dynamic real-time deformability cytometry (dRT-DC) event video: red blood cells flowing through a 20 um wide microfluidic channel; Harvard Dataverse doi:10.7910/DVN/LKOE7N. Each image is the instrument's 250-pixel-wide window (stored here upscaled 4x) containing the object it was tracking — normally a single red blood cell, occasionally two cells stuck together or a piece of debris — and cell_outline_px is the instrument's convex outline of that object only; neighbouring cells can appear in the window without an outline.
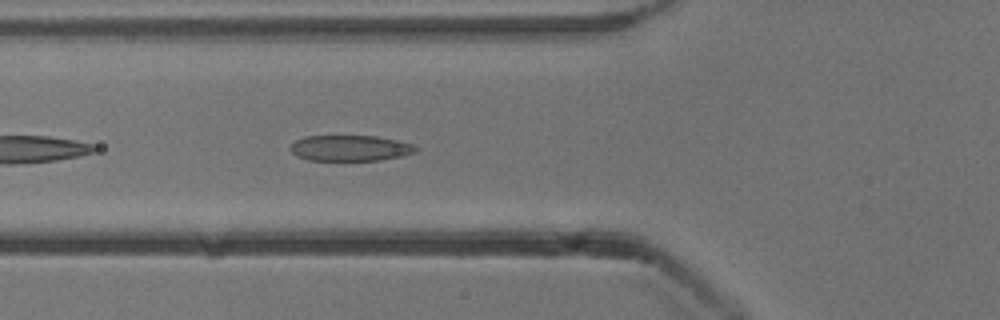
{"species": "common noctule bat (a hibernating species)", "species_latin": "Nyctalus noctula", "temperature_condition": "cold", "stored_images_in_passage": 39, "camera_frame_rate_fps": 3000, "um_per_image_px": 0.085, "animal": {"sex": "male", "body_mass_g": 13.3}, "frame": {"image": 1, "passage_image": 5, "time_ms": 1.333, "image_size_px": [1000, 320], "cell_outline_px": [[420, 148], [416, 152], [404, 156], [380, 160], [308, 160], [296, 156], [288, 148], [296, 140], [304, 136], [376, 136], [396, 140], [412, 144]], "centroid_in_image_um": [29.77, 12.59], "position_along_channel_um": 96.0, "area_um2": 18.96}}
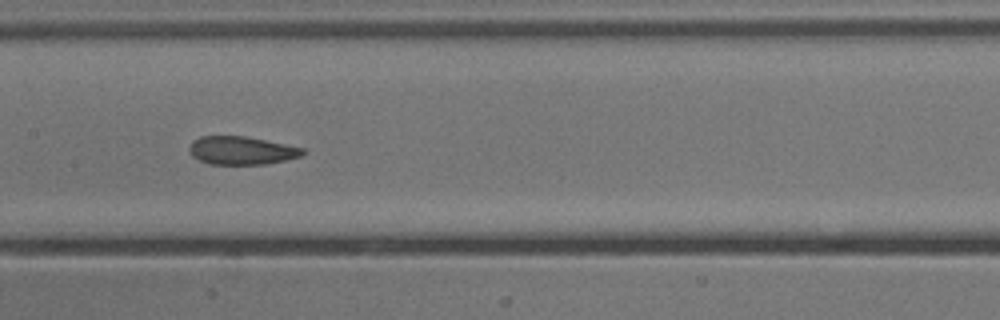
{"frame": {"image": 2, "passage_image": 12, "time_ms": 3.667, "image_size_px": [1000, 320], "cell_outline_px": [[308, 152], [304, 156], [264, 164], [208, 164], [192, 156], [188, 148], [192, 140], [200, 136], [244, 136], [304, 148]], "centroid_in_image_um": [20.53, 12.79], "position_along_channel_um": 186.9, "area_um2": 18.67}}
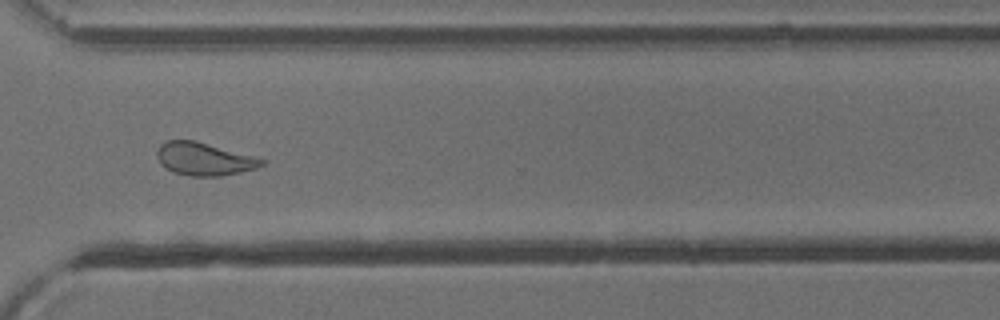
{"frame": {"image": 3, "passage_image": 25, "time_ms": 8.0, "image_size_px": [1000, 320], "cell_outline_px": [[264, 164], [256, 168], [240, 172], [220, 176], [192, 176], [172, 172], [160, 164], [156, 156], [156, 152], [160, 144], [168, 140], [196, 140], [256, 156], [264, 160]], "centroid_in_image_um": [17.33, 13.5], "position_along_channel_um": 353.3, "area_um2": 20.23}, "authors_computed_cell_mechanics": {"area_um2": 19.5364, "velocity_mm_per_s": 3.8462, "shape_relaxation_time_tau1_ms": 3.6814, "shape_relaxation_time_tau2_ms": 1.6953, "deformation_change_tau1": 0.1296, "deformation_change_tau2": 0.0952}}